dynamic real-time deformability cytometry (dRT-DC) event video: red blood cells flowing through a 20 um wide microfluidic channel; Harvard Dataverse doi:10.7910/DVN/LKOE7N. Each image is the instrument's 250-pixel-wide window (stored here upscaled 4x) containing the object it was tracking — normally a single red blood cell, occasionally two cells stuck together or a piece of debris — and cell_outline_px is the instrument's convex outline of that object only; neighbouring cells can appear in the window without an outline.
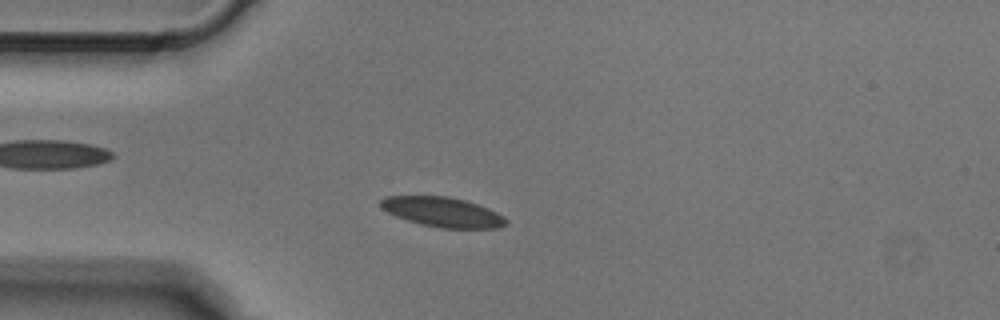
{"species": "Egyptian fruit bat (a non-hibernating species)", "species_latin": "Rousettus aegyptiacus", "temperature_condition": "cold", "stored_images_in_passage": 2, "camera_frame_rate_fps": 3000, "um_per_image_px": 0.085, "animal": {"sex": "male"}, "frame": {"image": 1, "passage_image": 2, "time_ms": 0.333, "image_size_px": [1000, 320], "cell_outline_px": [[508, 220], [504, 224], [496, 228], [440, 228], [420, 224], [396, 216], [380, 208], [380, 200], [388, 196], [448, 196], [464, 200], [488, 208], [504, 216]], "centroid_in_image_um": [37.6, 18.02], "position_along_channel_um": 47.4, "area_um2": 21.56}}